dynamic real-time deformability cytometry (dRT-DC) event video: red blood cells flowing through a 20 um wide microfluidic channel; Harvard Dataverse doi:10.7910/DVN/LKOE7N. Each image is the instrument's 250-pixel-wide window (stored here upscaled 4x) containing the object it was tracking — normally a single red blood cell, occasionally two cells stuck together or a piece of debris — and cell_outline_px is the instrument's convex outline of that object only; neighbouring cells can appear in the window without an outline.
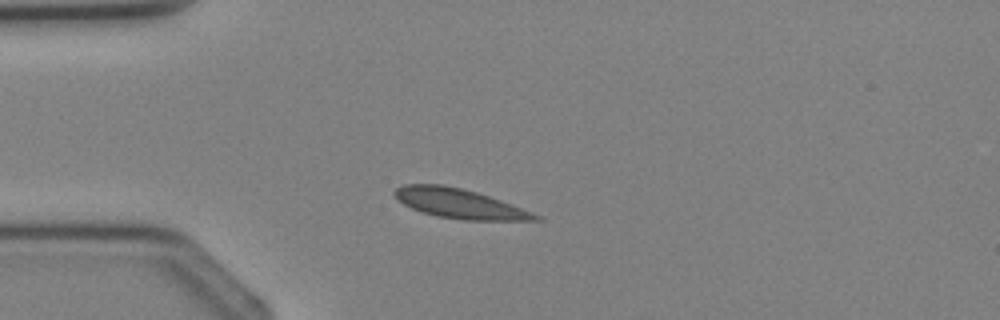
{"species": "Egyptian fruit bat (a non-hibernating species)", "species_latin": "Rousettus aegyptiacus", "temperature_condition": "cold", "stored_images_in_passage": 1, "camera_frame_rate_fps": 3000, "um_per_image_px": 0.085, "animal": {"sex": "female"}, "frame": {"image": 1, "passage_image": 1, "time_ms": 0.0, "image_size_px": [1000, 320], "cell_outline_px": [[544, 220], [464, 220], [436, 216], [420, 212], [396, 200], [392, 192], [396, 188], [404, 184], [444, 184], [476, 192], [512, 204], [544, 216]], "centroid_in_image_um": [39.05, 17.31], "position_along_channel_um": 46.0, "area_um2": 24.45}}